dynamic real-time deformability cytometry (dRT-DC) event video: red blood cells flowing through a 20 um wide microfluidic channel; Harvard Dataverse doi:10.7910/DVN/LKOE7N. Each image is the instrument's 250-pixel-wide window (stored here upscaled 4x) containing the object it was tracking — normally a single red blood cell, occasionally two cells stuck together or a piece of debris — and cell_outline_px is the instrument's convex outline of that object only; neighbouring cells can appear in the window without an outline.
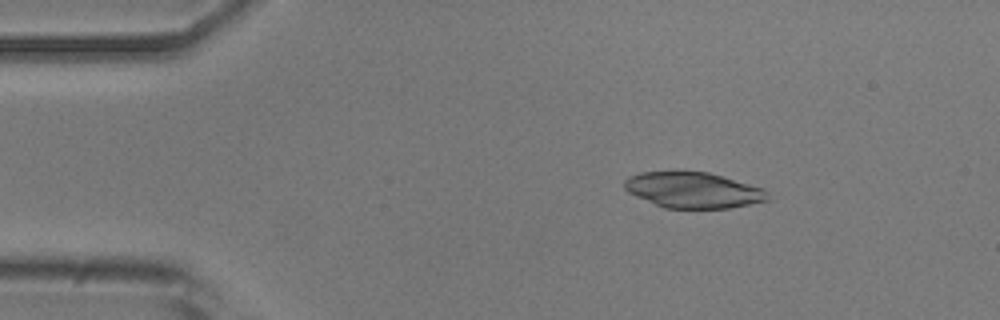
{"species": "common noctule bat (a hibernating species)", "species_latin": "Nyctalus noctula", "temperature_condition": "room temperature", "stored_images_in_passage": 4, "camera_frame_rate_fps": 3000, "um_per_image_px": 0.085, "animal": {"sex": "male", "body_mass_g": 20.5, "forearm_length_mm": 52.5}, "frame": {"image": 1, "passage_image": 2, "time_ms": 0.333, "image_size_px": [1000, 320], "cell_outline_px": [[768, 200], [728, 208], [664, 208], [636, 196], [628, 192], [624, 188], [624, 180], [628, 176], [640, 172], [708, 172], [764, 188], [768, 192]], "centroid_in_image_um": [58.9, 16.16], "position_along_channel_um": 26.1, "area_um2": 29.65}}